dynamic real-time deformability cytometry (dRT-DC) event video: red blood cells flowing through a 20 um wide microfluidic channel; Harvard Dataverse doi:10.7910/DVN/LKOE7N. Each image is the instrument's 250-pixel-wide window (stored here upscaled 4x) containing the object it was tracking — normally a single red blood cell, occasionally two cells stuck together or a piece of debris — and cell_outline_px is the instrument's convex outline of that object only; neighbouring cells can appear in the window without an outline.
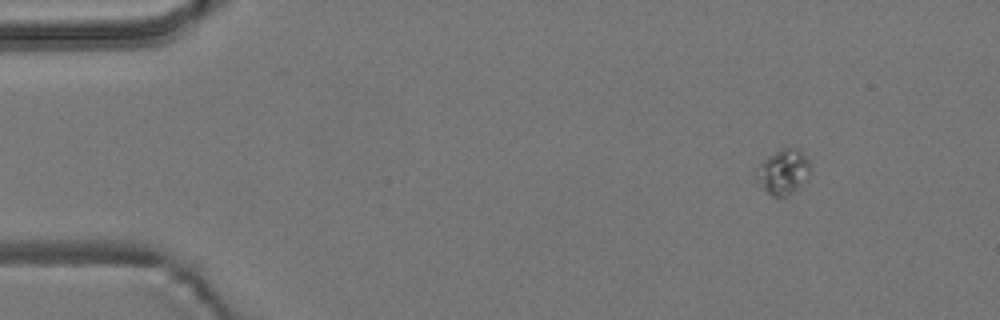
{"species": "common noctule bat (a hibernating species)", "species_latin": "Nyctalus noctula", "temperature_condition": "room temperature", "stored_images_in_passage": 51, "camera_frame_rate_fps": 3000, "um_per_image_px": 0.085, "animal": {"sex": "male", "body_mass_g": 19.2, "forearm_length_mm": 51.8}, "frame": {"image": 1, "passage_image": 1, "time_ms": 0.0, "image_size_px": [1000, 320], "cell_outline_px": [[808, 180], [800, 188], [788, 196], [772, 196], [756, 180], [760, 164], [764, 160], [780, 148], [800, 148], [808, 160]], "centroid_in_image_um": [66.62, 14.61], "position_along_channel_um": 18.4, "area_um2": 13.93}}